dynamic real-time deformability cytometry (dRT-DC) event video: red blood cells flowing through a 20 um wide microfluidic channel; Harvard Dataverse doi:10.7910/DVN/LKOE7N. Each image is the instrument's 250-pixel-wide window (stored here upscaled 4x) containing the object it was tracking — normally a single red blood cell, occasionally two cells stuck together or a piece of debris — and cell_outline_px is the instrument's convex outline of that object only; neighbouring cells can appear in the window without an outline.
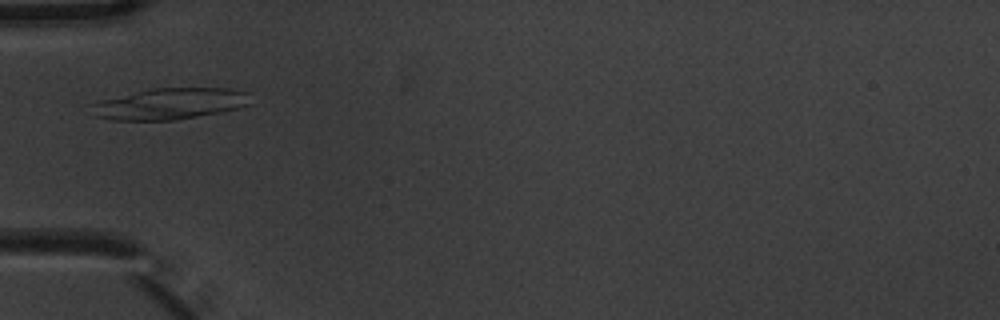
{"species": "common noctule bat (a hibernating species)", "species_latin": "Nyctalus noctula", "temperature_condition": "warm", "stored_images_in_passage": 6, "camera_frame_rate_fps": 3000, "um_per_image_px": 0.085, "animal": {"sex": "male", "body_mass_g": 20.1, "forearm_length_mm": 53.5}, "frame": {"image": 1, "passage_image": 3, "time_ms": 0.667, "image_size_px": [1000, 320], "cell_outline_px": [[252, 104], [220, 112], [176, 120], [112, 120], [92, 116], [84, 104], [100, 100], [152, 88], [228, 88], [248, 92]], "centroid_in_image_um": [14.33, 8.82], "position_along_channel_um": 70.7, "area_um2": 29.48}}
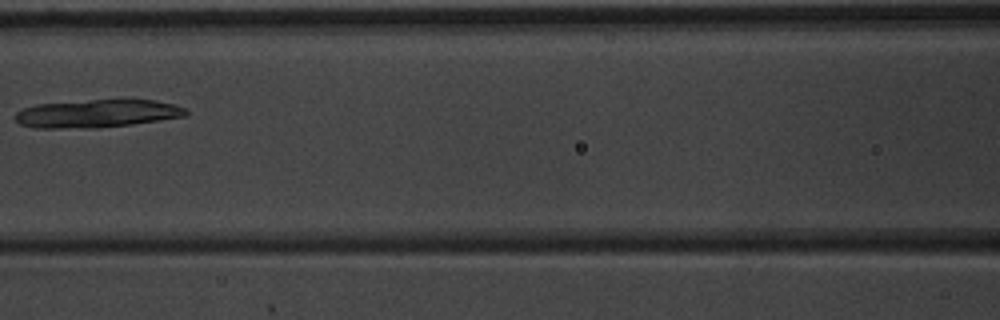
{"frame": {"image": 2, "passage_image": 5, "time_ms": 1.333, "image_size_px": [1000, 320], "cell_outline_px": [[188, 112], [184, 116], [132, 124], [96, 128], [36, 128], [20, 124], [12, 116], [16, 112], [24, 108], [36, 104], [92, 100], [156, 100], [176, 104], [184, 108]], "centroid_in_image_um": [8.21, 9.65], "position_along_channel_um": 158.4, "area_um2": 27.74}}
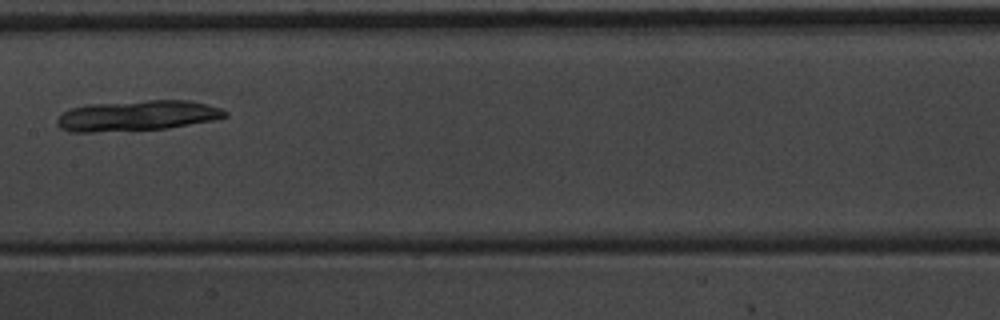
{"frame": {"image": 3, "passage_image": 6, "time_ms": 1.667, "image_size_px": [1000, 320], "cell_outline_px": [[228, 116], [216, 120], [168, 128], [92, 132], [68, 132], [60, 128], [56, 124], [56, 120], [64, 112], [72, 108], [88, 104], [148, 100], [188, 100], [220, 108], [228, 112]], "centroid_in_image_um": [11.67, 9.83], "position_along_channel_um": 195.7, "area_um2": 29.82}}